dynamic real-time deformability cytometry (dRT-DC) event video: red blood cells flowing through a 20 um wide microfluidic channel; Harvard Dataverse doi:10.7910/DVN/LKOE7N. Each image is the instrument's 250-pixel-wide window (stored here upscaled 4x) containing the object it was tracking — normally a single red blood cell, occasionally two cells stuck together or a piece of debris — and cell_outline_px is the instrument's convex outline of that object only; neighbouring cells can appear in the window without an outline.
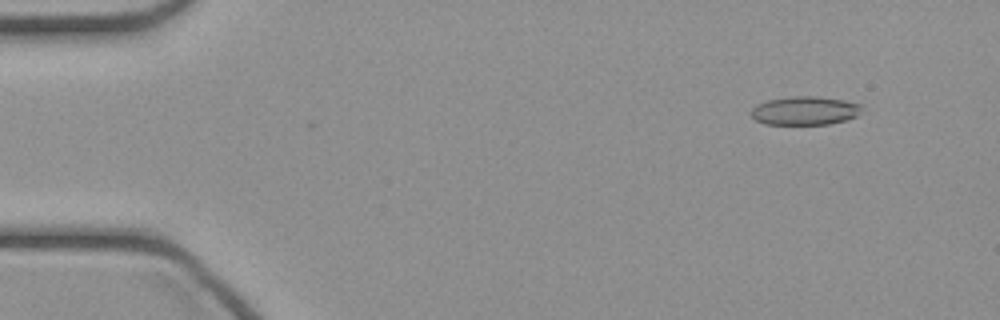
{"species": "common noctule bat (a hibernating species)", "species_latin": "Nyctalus noctula", "temperature_condition": "cold", "stored_images_in_passage": 3, "camera_frame_rate_fps": 3000, "um_per_image_px": 0.085, "animal": {"sex": "female", "body_mass_g": 21.9}, "frame": {"image": 1, "passage_image": 3, "time_ms": 0.667, "image_size_px": [1000, 320], "cell_outline_px": [[860, 112], [856, 116], [844, 120], [828, 124], [764, 124], [756, 120], [752, 116], [752, 108], [756, 104], [768, 100], [792, 96], [816, 96], [844, 100], [860, 104]], "centroid_in_image_um": [68.39, 9.4], "position_along_channel_um": 16.6, "area_um2": 18.26}}